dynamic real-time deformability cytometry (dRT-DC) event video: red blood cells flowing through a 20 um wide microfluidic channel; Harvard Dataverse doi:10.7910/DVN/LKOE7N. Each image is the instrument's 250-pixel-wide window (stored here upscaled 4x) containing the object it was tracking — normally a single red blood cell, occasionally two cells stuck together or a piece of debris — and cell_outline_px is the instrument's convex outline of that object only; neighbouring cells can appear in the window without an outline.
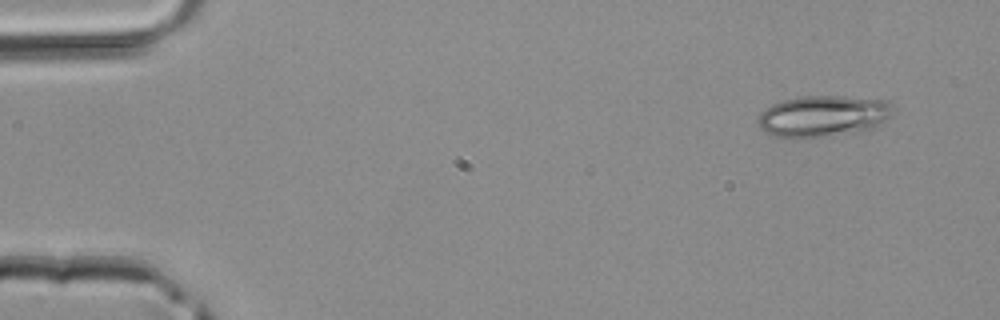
{"species": "common noctule bat (a hibernating species)", "species_latin": "Nyctalus noctula", "temperature_condition": "room temperature", "stored_images_in_passage": 4, "camera_frame_rate_fps": 3000, "um_per_image_px": 0.085, "animal": {"sex": "male", "body_mass_g": 20.4}, "frame": {"image": 1, "passage_image": 1, "time_ms": 0.0, "image_size_px": [1000, 320], "cell_outline_px": [[888, 120], [876, 128], [864, 132], [804, 140], [788, 140], [764, 132], [760, 128], [756, 120], [760, 112], [772, 104], [780, 100], [800, 96], [844, 96], [884, 100], [888, 104]], "centroid_in_image_um": [69.87, 9.93], "position_along_channel_um": 15.1, "area_um2": 33.52}}